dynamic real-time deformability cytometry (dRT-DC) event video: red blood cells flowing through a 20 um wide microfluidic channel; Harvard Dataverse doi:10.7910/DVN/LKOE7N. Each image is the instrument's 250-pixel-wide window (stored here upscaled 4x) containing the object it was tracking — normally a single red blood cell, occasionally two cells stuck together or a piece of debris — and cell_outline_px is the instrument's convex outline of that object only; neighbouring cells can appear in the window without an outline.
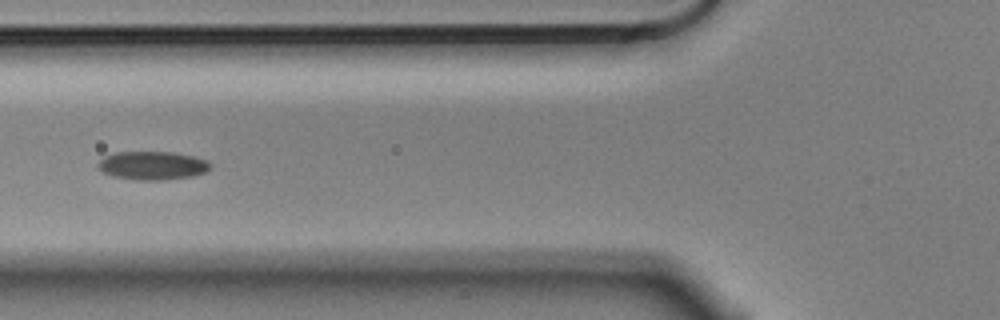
{"species": "Egyptian fruit bat (a non-hibernating species)", "species_latin": "Rousettus aegyptiacus", "temperature_condition": "cold", "stored_images_in_passage": 16, "segment_of_instrument_passage": [2, 2], "camera_frame_rate_fps": 3000, "um_per_image_px": 0.085, "animal": {"sex": "male"}, "frame": {"image": 1, "passage_image": 6, "time_ms": 1.667, "image_size_px": [1000, 320], "cell_outline_px": [[212, 168], [208, 172], [192, 176], [164, 180], [136, 180], [112, 176], [104, 172], [96, 164], [104, 156], [116, 152], [172, 152], [192, 156], [208, 160], [212, 164]], "centroid_in_image_um": [13.0, 14.07], "position_along_channel_um": 112.8, "area_um2": 18.79}}
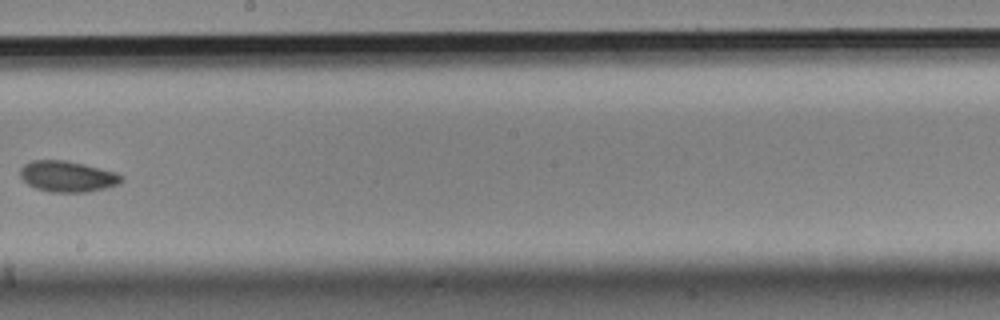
{"frame": {"image": 2, "passage_image": 9, "time_ms": 2.667, "image_size_px": [1000, 320], "cell_outline_px": [[124, 180], [120, 184], [104, 188], [84, 192], [52, 192], [36, 188], [28, 184], [20, 176], [20, 168], [24, 164], [32, 160], [64, 160], [84, 164], [116, 172], [124, 176]], "centroid_in_image_um": [5.75, 14.99], "position_along_channel_um": 242.4, "area_um2": 18.26}}
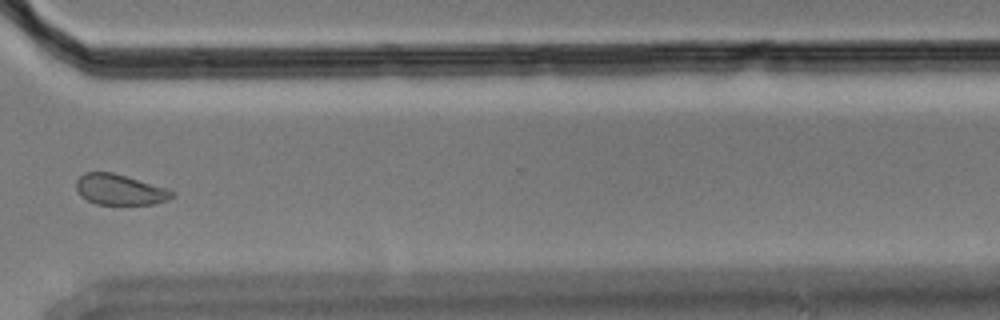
{"frame": {"image": 3, "passage_image": 12, "time_ms": 3.667, "image_size_px": [1000, 320], "cell_outline_px": [[176, 192], [168, 200], [152, 204], [96, 204], [80, 196], [76, 188], [76, 180], [84, 172], [112, 172], [168, 188]], "centroid_in_image_um": [10.18, 16.11], "position_along_channel_um": 360.4, "area_um2": 17.11}}